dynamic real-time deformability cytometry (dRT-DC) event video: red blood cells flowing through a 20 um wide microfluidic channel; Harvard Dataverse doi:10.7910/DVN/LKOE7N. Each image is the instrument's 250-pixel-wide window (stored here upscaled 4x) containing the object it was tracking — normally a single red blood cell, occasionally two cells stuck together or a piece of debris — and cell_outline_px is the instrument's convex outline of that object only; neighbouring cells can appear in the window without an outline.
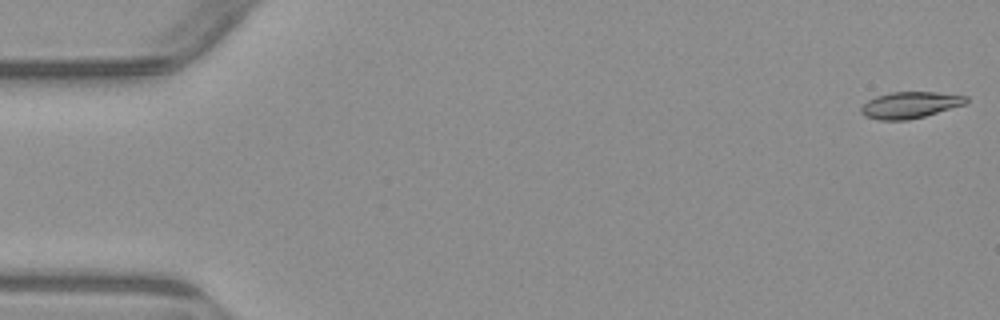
{"species": "common noctule bat (a hibernating species)", "species_latin": "Nyctalus noctula", "temperature_condition": "warm", "stored_images_in_passage": 6, "segment_of_instrument_passage": [2, 2], "camera_frame_rate_fps": 3000, "um_per_image_px": 0.085, "animal": {"sex": "male", "body_mass_g": 23.1, "forearm_length_mm": 52.7}, "frame": {"image": 1, "passage_image": 6, "time_ms": 6.0, "image_size_px": [1000, 320], "cell_outline_px": [[968, 100], [964, 104], [924, 116], [908, 120], [880, 120], [864, 116], [860, 112], [860, 108], [868, 100], [876, 96], [892, 92], [936, 92], [968, 96]], "centroid_in_image_um": [77.32, 8.92], "position_along_channel_um": 7.7, "area_um2": 16.07}}